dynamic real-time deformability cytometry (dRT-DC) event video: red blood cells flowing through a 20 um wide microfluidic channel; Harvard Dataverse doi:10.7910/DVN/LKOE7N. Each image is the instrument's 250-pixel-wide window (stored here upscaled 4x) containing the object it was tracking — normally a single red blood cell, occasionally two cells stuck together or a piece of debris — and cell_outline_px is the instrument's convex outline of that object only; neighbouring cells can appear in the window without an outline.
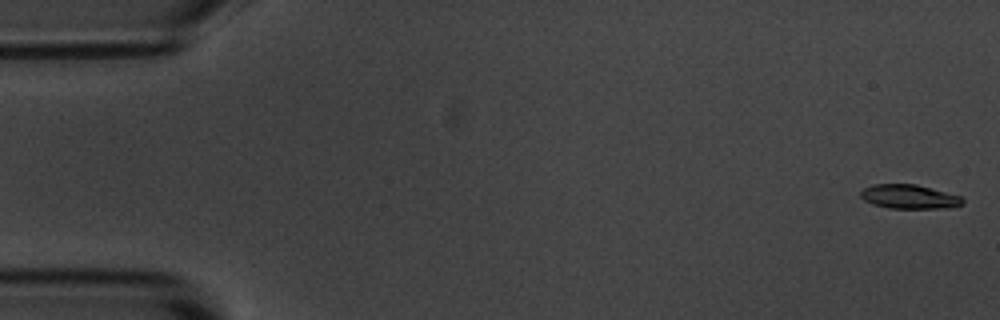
{"species": "common noctule bat (a hibernating species)", "species_latin": "Nyctalus noctula", "temperature_condition": "room temperature", "stored_images_in_passage": 56, "camera_frame_rate_fps": 3000, "um_per_image_px": 0.085, "animal": {"sex": "male", "body_mass_g": 20.1, "forearm_length_mm": 53.5}, "frame": {"image": 1, "passage_image": 1, "time_ms": 0.0, "image_size_px": [1000, 320], "cell_outline_px": [[964, 204], [948, 208], [888, 208], [872, 204], [864, 200], [860, 196], [860, 192], [864, 188], [872, 184], [916, 184], [960, 196], [964, 200]], "centroid_in_image_um": [77.27, 16.72], "position_along_channel_um": 7.7, "area_um2": 14.33}}
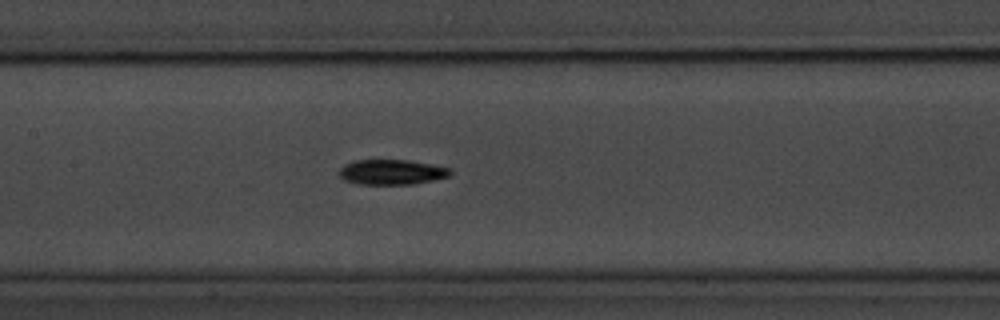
{"frame": {"image": 2, "passage_image": 26, "time_ms": 8.333, "image_size_px": [1000, 320], "cell_outline_px": [[452, 172], [448, 176], [432, 180], [412, 184], [360, 184], [344, 180], [340, 176], [340, 168], [344, 164], [352, 160], [408, 160], [432, 164], [448, 168]], "centroid_in_image_um": [33.26, 14.62], "position_along_channel_um": 174.1, "area_um2": 16.13}}
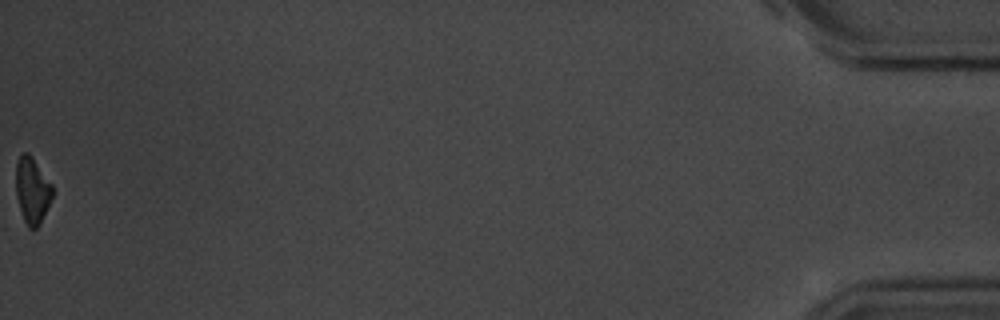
{"frame": {"image": 3, "passage_image": 56, "time_ms": 18.333, "image_size_px": [1000, 320], "cell_outline_px": [[52, 196], [40, 224], [36, 228], [28, 228], [24, 220], [16, 196], [16, 160], [24, 152], [28, 152], [32, 156], [52, 184]], "centroid_in_image_um": [2.73, 16.16], "position_along_channel_um": 432.5, "area_um2": 13.99}, "authors_computed_cell_mechanics": {"area_um2": 15.606, "velocity_mm_per_s": 3.5968, "shape_relaxation_time_tau1_ms": 3.1545, "shape_relaxation_time_tau2_ms": null, "deformation_change_tau1": 0.1171, "deformation_change_tau2": null}}